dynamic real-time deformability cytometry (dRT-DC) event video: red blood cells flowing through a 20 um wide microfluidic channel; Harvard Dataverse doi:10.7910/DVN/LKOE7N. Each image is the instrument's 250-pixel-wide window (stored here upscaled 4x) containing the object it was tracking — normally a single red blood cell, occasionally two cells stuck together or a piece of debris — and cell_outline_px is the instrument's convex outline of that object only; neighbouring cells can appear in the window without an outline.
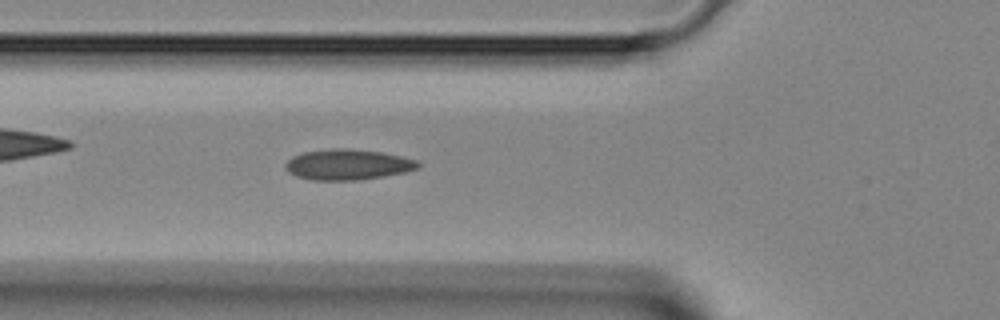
{"species": "Egyptian fruit bat (a non-hibernating species)", "species_latin": "Rousettus aegyptiacus", "temperature_condition": "room temperature", "stored_images_in_passage": 30, "camera_frame_rate_fps": 3000, "um_per_image_px": 0.085, "animal": {"sex": "female"}, "frame": {"image": 1, "passage_image": 6, "time_ms": 1.667, "image_size_px": [1000, 320], "cell_outline_px": [[420, 168], [404, 172], [384, 176], [360, 180], [312, 180], [296, 176], [288, 172], [284, 168], [284, 164], [292, 156], [304, 152], [332, 148], [348, 148], [380, 152], [400, 156], [416, 160], [420, 164]], "centroid_in_image_um": [29.53, 13.99], "position_along_channel_um": 96.3, "area_um2": 23.7}}
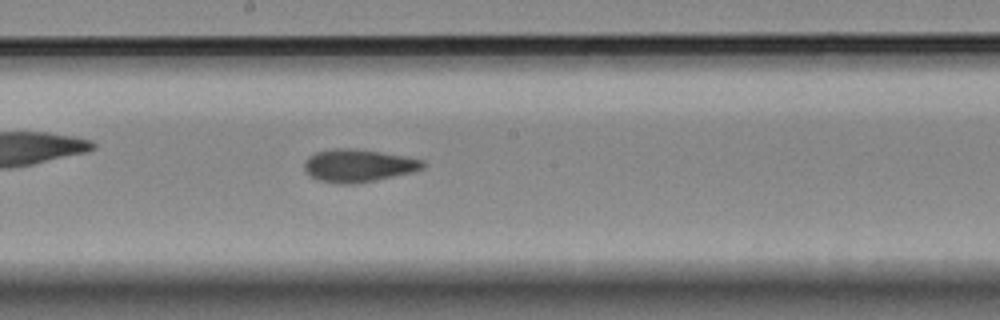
{"frame": {"image": 2, "passage_image": 14, "time_ms": 4.333, "image_size_px": [1000, 320], "cell_outline_px": [[428, 164], [424, 168], [412, 172], [352, 184], [344, 184], [320, 180], [312, 176], [304, 168], [304, 160], [308, 156], [316, 152], [332, 148], [356, 148], [408, 156], [424, 160]], "centroid_in_image_um": [30.49, 14.04], "position_along_channel_um": 217.7, "area_um2": 22.6}}
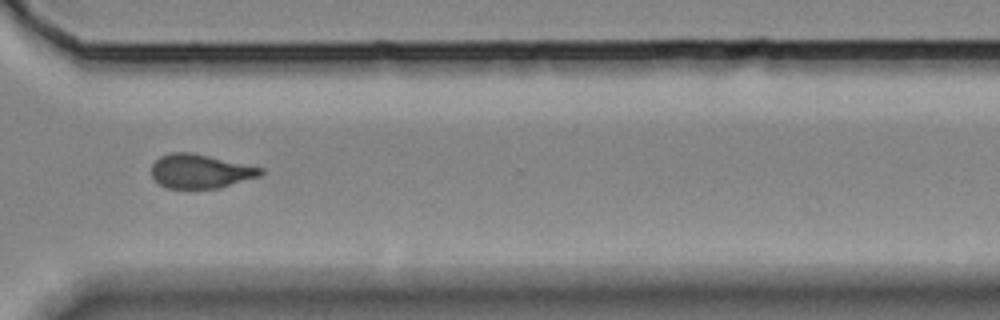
{"frame": {"image": 3, "passage_image": 23, "time_ms": 7.333, "image_size_px": [1000, 320], "cell_outline_px": [[264, 172], [260, 176], [220, 188], [168, 188], [152, 180], [152, 164], [160, 156], [172, 152], [192, 152], [264, 168]], "centroid_in_image_um": [17.03, 14.55], "position_along_channel_um": 353.6, "area_um2": 21.73}}